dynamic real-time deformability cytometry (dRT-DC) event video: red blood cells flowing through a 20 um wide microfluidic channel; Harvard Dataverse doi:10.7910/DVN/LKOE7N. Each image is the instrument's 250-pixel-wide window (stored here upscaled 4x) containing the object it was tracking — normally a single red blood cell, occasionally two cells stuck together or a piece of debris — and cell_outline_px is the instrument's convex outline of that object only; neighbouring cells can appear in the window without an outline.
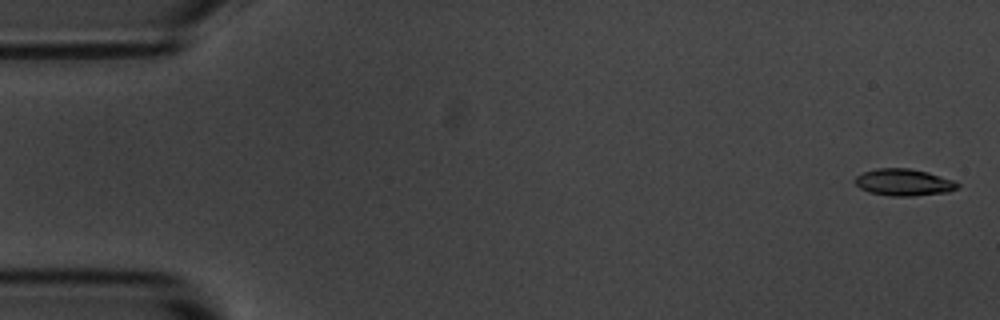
{"species": "common noctule bat (a hibernating species)", "species_latin": "Nyctalus noctula", "temperature_condition": "room temperature", "stored_images_in_passage": 55, "camera_frame_rate_fps": 3000, "um_per_image_px": 0.085, "animal": {"sex": "male", "body_mass_g": 20.1, "forearm_length_mm": 53.5}, "frame": {"image": 1, "passage_image": 2, "time_ms": 0.333, "image_size_px": [1000, 320], "cell_outline_px": [[960, 184], [956, 188], [948, 192], [912, 196], [892, 196], [868, 192], [860, 188], [852, 180], [856, 176], [864, 172], [876, 168], [908, 168], [928, 172], [952, 180]], "centroid_in_image_um": [76.78, 15.5], "position_along_channel_um": 8.2, "area_um2": 16.01}}
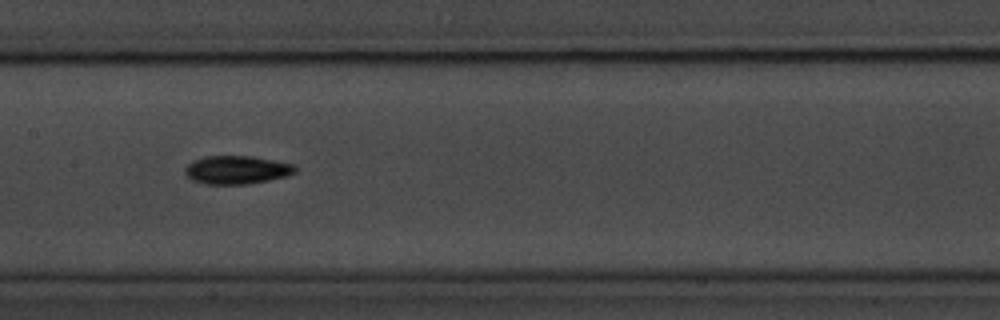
{"frame": {"image": 2, "passage_image": 27, "time_ms": 8.667, "image_size_px": [1000, 320], "cell_outline_px": [[296, 172], [288, 176], [248, 184], [204, 184], [192, 180], [184, 172], [184, 168], [192, 160], [204, 156], [252, 156], [292, 164], [296, 168]], "centroid_in_image_um": [20.09, 14.44], "position_along_channel_um": 187.3, "area_um2": 18.21}}
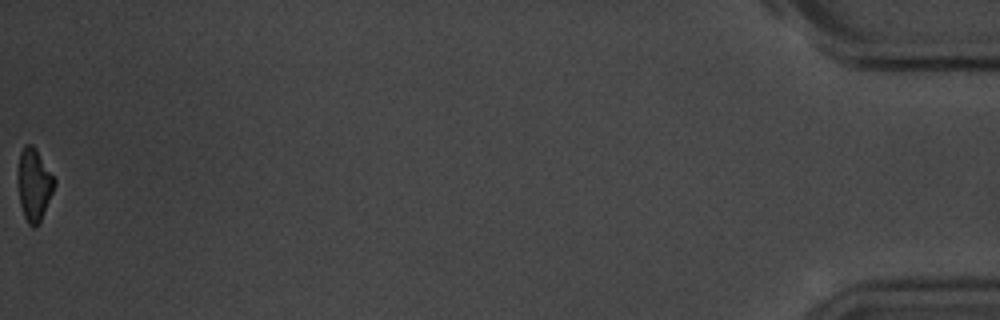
{"frame": {"image": 3, "passage_image": 55, "time_ms": 18.0, "image_size_px": [1000, 320], "cell_outline_px": [[56, 184], [40, 224], [36, 228], [32, 228], [28, 224], [24, 216], [20, 204], [16, 176], [16, 172], [20, 152], [24, 144], [32, 144], [36, 148], [56, 180]], "centroid_in_image_um": [2.88, 15.7], "position_along_channel_um": 432.3, "area_um2": 15.95}, "authors_computed_cell_mechanics": {"area_um2": 16.5886, "velocity_mm_per_s": 3.717, "shape_relaxation_time_tau1_ms": 2.2592, "shape_relaxation_time_tau2_ms": null, "deformation_change_tau1": 0.1614, "deformation_change_tau2": null}}